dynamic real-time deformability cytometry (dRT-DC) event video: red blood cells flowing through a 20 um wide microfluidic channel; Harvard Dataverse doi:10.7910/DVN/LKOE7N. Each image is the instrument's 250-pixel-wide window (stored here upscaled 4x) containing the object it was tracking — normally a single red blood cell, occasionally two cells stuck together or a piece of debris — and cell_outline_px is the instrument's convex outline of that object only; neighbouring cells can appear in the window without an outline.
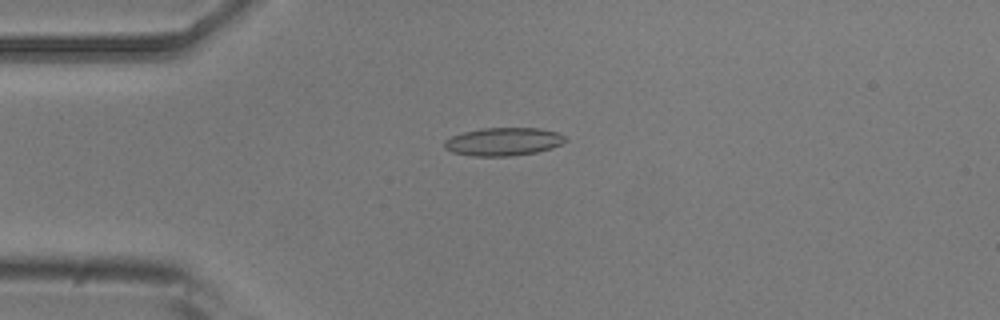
{"species": "common noctule bat (a hibernating species)", "species_latin": "Nyctalus noctula", "temperature_condition": "room temperature", "stored_images_in_passage": 34, "camera_frame_rate_fps": 3000, "um_per_image_px": 0.085, "animal": {"sex": "male", "body_mass_g": 20.5, "forearm_length_mm": 52.5}, "frame": {"image": 1, "passage_image": 2, "time_ms": 0.333, "image_size_px": [1000, 320], "cell_outline_px": [[568, 140], [552, 148], [536, 152], [512, 156], [472, 156], [452, 152], [444, 148], [444, 140], [452, 136], [464, 132], [484, 128], [540, 128], [556, 132], [564, 136]], "centroid_in_image_um": [42.78, 12.04], "position_along_channel_um": 42.2, "area_um2": 19.77}}
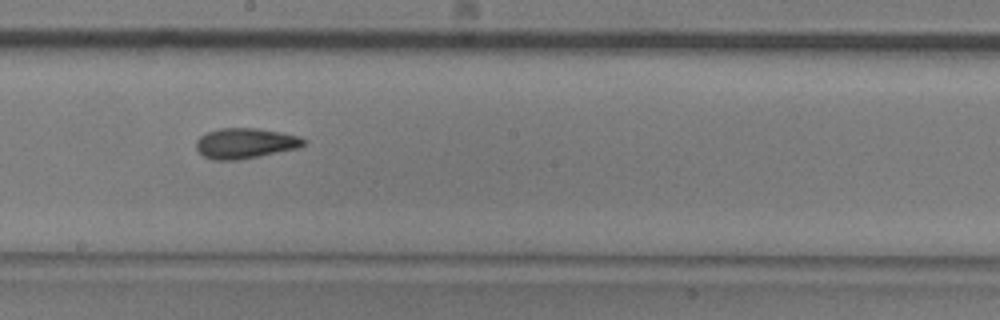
{"frame": {"image": 2, "passage_image": 18, "time_ms": 5.667, "image_size_px": [1000, 320], "cell_outline_px": [[308, 140], [300, 148], [260, 156], [236, 160], [212, 160], [204, 156], [196, 148], [196, 140], [200, 136], [208, 132], [220, 128], [256, 128], [280, 132], [300, 136]], "centroid_in_image_um": [20.87, 12.18], "position_along_channel_um": 227.3, "area_um2": 19.13}}
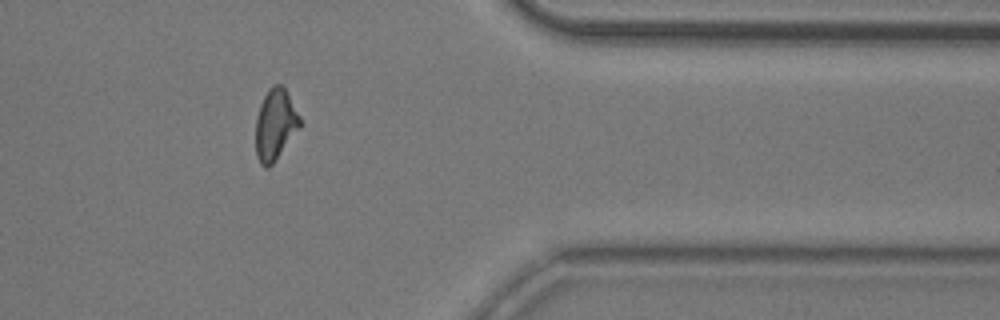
{"frame": {"image": 3, "passage_image": 32, "time_ms": 10.333, "image_size_px": [1000, 320], "cell_outline_px": [[300, 128], [272, 164], [268, 168], [264, 168], [260, 164], [256, 156], [256, 120], [260, 104], [268, 88], [272, 84], [280, 84], [288, 92], [300, 116]], "centroid_in_image_um": [23.39, 10.58], "position_along_channel_um": 388.0, "area_um2": 18.38}, "authors_computed_cell_mechanics": {"area_um2": 18.6983, "velocity_mm_per_s": 3.8353, "shape_relaxation_time_tau1_ms": 8.3683, "shape_relaxation_time_tau2_ms": 3.3935, "deformation_change_tau1": 0.2115, "deformation_change_tau2": 0.112}}